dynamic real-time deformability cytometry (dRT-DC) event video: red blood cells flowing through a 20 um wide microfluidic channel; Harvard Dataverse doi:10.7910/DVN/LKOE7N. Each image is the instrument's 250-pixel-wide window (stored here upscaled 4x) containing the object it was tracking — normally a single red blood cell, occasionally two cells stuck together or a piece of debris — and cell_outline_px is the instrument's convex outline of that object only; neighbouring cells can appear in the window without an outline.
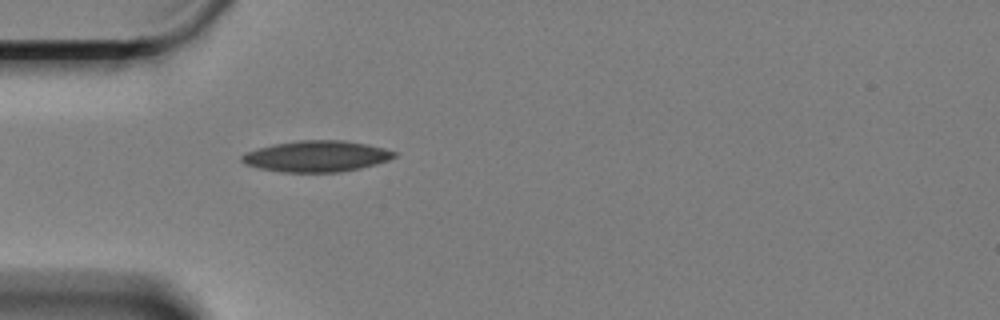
{"species": "Egyptian fruit bat (a non-hibernating species)", "species_latin": "Rousettus aegyptiacus", "temperature_condition": "cold", "stored_images_in_passage": 41, "camera_frame_rate_fps": 3000, "um_per_image_px": 0.085, "animal": {"sex": "female"}, "frame": {"image": 1, "passage_image": 1, "time_ms": 0.0, "image_size_px": [1000, 320], "cell_outline_px": [[396, 156], [388, 160], [376, 164], [360, 168], [340, 172], [280, 172], [260, 168], [244, 164], [240, 160], [240, 156], [256, 148], [272, 144], [300, 140], [344, 140], [368, 144], [384, 148], [396, 152]], "centroid_in_image_um": [26.89, 13.28], "position_along_channel_um": 58.1, "area_um2": 27.74}}
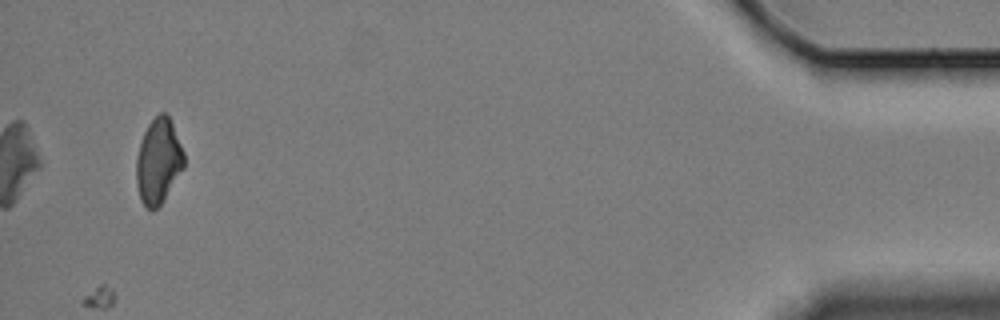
{"frame": {"image": 2, "passage_image": 41, "time_ms": 13.333, "image_size_px": [1000, 320], "cell_outline_px": [[184, 168], [160, 204], [152, 212], [140, 200], [136, 184], [136, 156], [144, 132], [148, 124], [160, 112], [164, 112], [168, 116], [172, 124], [184, 152]], "centroid_in_image_um": [13.45, 13.71], "position_along_channel_um": 421.8, "area_um2": 23.47}}